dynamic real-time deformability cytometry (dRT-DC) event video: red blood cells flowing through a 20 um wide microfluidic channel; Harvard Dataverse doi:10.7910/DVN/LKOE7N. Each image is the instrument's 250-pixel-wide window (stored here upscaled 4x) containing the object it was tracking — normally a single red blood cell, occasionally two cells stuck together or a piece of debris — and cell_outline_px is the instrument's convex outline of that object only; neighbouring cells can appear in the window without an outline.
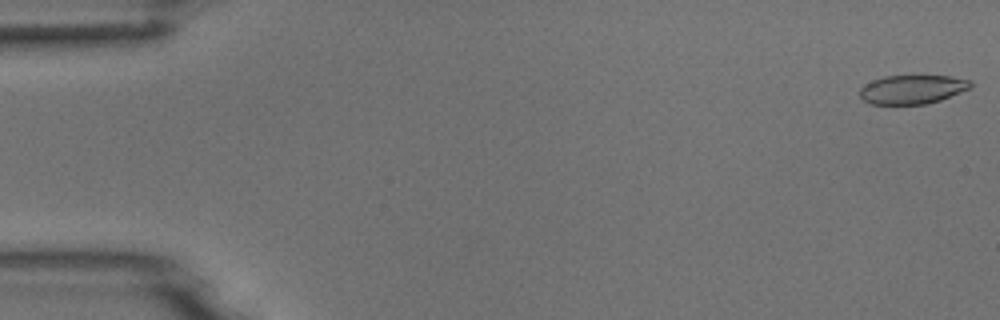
{"species": "common noctule bat (a hibernating species)", "species_latin": "Nyctalus noctula", "temperature_condition": "room temperature", "stored_images_in_passage": 53, "camera_frame_rate_fps": 3000, "um_per_image_px": 0.085, "animal": {"sex": "male", "body_mass_g": 18.8}, "frame": {"image": 1, "passage_image": 1, "time_ms": 0.0, "image_size_px": [1000, 320], "cell_outline_px": [[972, 88], [940, 100], [924, 104], [872, 104], [864, 100], [860, 96], [860, 88], [864, 84], [872, 80], [884, 76], [948, 76], [972, 80]], "centroid_in_image_um": [77.56, 7.59], "position_along_channel_um": 7.4, "area_um2": 18.67}}
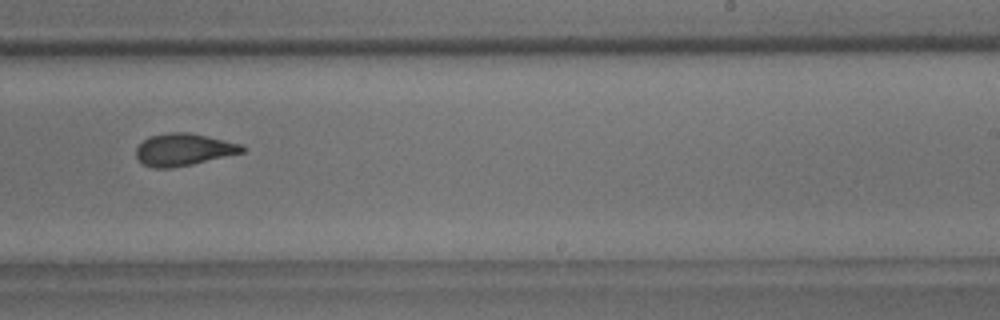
{"frame": {"image": 2, "passage_image": 33, "time_ms": 10.667, "image_size_px": [1000, 320], "cell_outline_px": [[244, 152], [192, 164], [172, 168], [152, 168], [144, 164], [136, 156], [136, 148], [148, 136], [168, 132], [188, 132], [224, 140], [240, 144], [244, 148]], "centroid_in_image_um": [15.57, 12.71], "position_along_channel_um": 273.4, "area_um2": 19.71}}
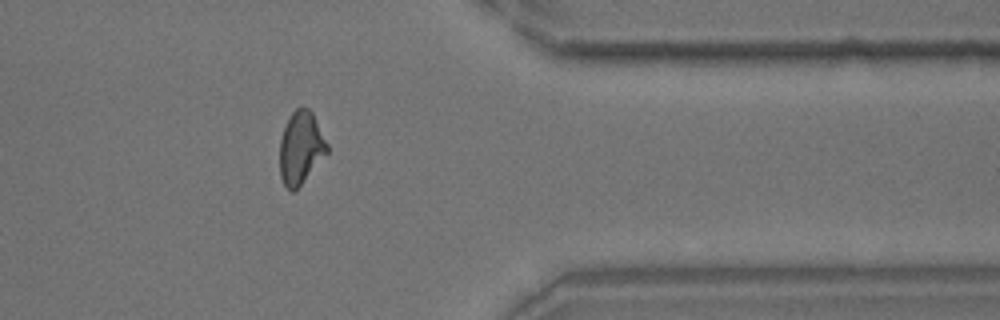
{"frame": {"image": 3, "passage_image": 43, "time_ms": 14.0, "image_size_px": [1000, 320], "cell_outline_px": [[328, 152], [300, 184], [292, 192], [284, 184], [280, 176], [280, 140], [284, 128], [292, 112], [296, 108], [308, 108], [312, 112], [328, 144]], "centroid_in_image_um": [25.56, 12.54], "position_along_channel_um": 385.8, "area_um2": 19.59}}